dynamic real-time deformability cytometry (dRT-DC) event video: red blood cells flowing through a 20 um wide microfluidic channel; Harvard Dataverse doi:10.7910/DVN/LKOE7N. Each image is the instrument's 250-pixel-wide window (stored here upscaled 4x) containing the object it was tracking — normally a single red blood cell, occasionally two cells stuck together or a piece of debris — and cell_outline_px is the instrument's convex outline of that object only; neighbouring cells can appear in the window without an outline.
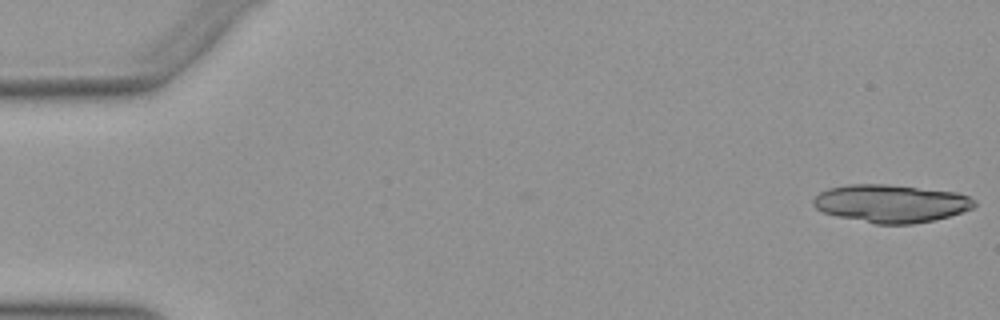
{"species": "Egyptian fruit bat (a non-hibernating species)", "species_latin": "Rousettus aegyptiacus", "temperature_condition": "warm", "stored_images_in_passage": 3, "camera_frame_rate_fps": 3000, "um_per_image_px": 0.085, "animal": {"sex": "female"}, "frame": {"image": 1, "passage_image": 1, "time_ms": 0.0, "image_size_px": [1000, 320], "cell_outline_px": [[976, 204], [972, 208], [936, 220], [912, 224], [876, 224], [836, 216], [824, 212], [816, 208], [812, 204], [812, 200], [820, 192], [828, 188], [848, 184], [888, 184], [956, 192], [968, 196], [976, 200]], "centroid_in_image_um": [75.72, 17.29], "position_along_channel_um": 9.3, "area_um2": 35.6}}